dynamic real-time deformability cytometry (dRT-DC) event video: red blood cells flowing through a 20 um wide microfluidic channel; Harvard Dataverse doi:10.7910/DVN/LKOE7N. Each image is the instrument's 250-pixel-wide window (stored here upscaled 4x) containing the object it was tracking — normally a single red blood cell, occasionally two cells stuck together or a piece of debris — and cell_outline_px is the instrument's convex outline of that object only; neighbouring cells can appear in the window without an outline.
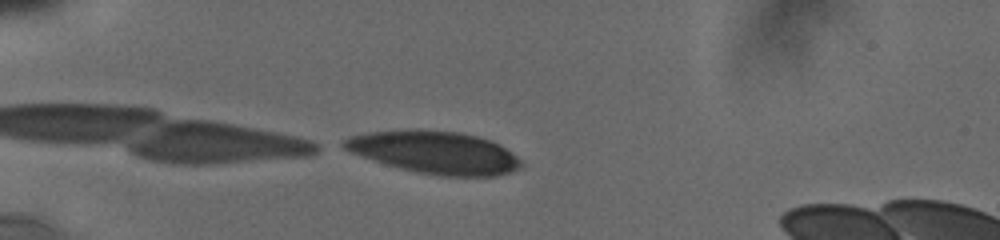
{"species": "human", "species_latin": "Homo sapiens", "temperature_condition": "cold", "stored_images_in_passage": 10, "camera_frame_rate_fps": 3000, "um_per_image_px": 0.085, "donor": {"sex": "male"}, "frame": {"image": 1, "passage_image": 10, "time_ms": 4.0, "image_size_px": [1000, 240], "cell_outline_px": [[524, 164], [520, 168], [496, 176], [440, 176], [416, 172], [384, 164], [360, 156], [336, 144], [348, 136], [368, 132], [456, 132], [476, 136], [500, 144], [516, 156]], "centroid_in_image_um": [36.94, 12.99], "position_along_channel_um": 48.1, "area_um2": 42.95}}